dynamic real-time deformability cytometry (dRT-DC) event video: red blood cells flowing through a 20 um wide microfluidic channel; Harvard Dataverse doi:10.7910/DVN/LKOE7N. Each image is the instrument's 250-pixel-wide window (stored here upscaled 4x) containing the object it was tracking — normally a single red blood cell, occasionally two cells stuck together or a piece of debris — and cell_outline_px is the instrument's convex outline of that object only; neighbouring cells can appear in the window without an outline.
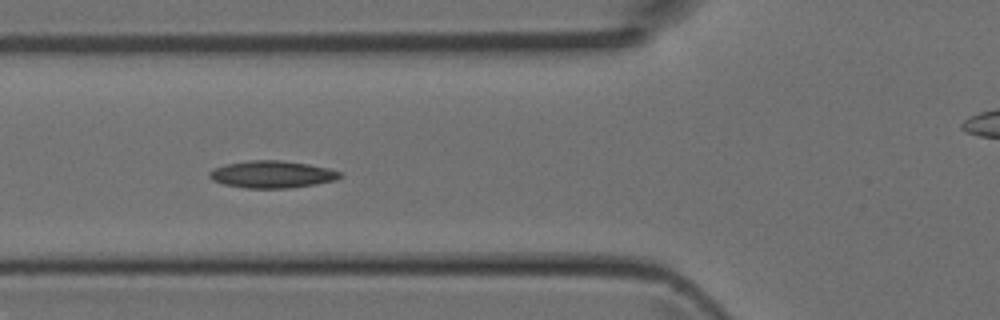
{"species": "Egyptian fruit bat (a non-hibernating species)", "species_latin": "Rousettus aegyptiacus", "temperature_condition": "room temperature", "stored_images_in_passage": 5, "camera_frame_rate_fps": 3000, "um_per_image_px": 0.085, "animal": {"sex": "female"}, "frame": {"image": 1, "passage_image": 5, "time_ms": 1.333, "image_size_px": [1000, 320], "cell_outline_px": [[344, 176], [336, 180], [316, 184], [288, 188], [248, 188], [224, 184], [212, 180], [208, 176], [208, 172], [216, 168], [228, 164], [248, 160], [280, 160], [308, 164], [328, 168], [340, 172]], "centroid_in_image_um": [23.15, 14.82], "position_along_channel_um": 102.7, "area_um2": 20.58}}